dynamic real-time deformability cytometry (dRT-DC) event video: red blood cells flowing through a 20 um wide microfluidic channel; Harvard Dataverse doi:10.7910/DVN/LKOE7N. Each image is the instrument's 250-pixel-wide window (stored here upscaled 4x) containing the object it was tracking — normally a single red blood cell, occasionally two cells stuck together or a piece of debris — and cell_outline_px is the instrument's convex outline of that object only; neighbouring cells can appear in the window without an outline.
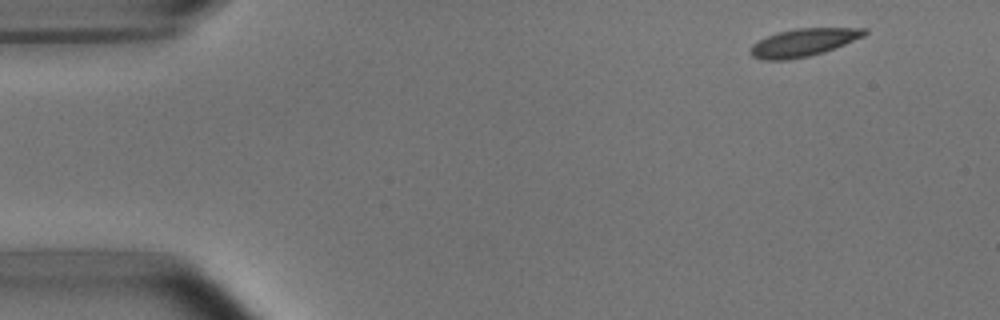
{"species": "common noctule bat (a hibernating species)", "species_latin": "Nyctalus noctula", "temperature_condition": "room temperature", "stored_images_in_passage": 4, "camera_frame_rate_fps": 3000, "um_per_image_px": 0.085, "animal": {"sex": "male", "body_mass_g": 15.6}, "frame": {"image": 1, "passage_image": 1, "time_ms": 0.0, "image_size_px": [1000, 320], "cell_outline_px": [[868, 32], [864, 36], [824, 52], [808, 56], [788, 60], [764, 60], [752, 56], [748, 52], [748, 48], [752, 44], [776, 32], [796, 28], [868, 28]], "centroid_in_image_um": [68.25, 3.61], "position_along_channel_um": 16.7, "area_um2": 18.5}}
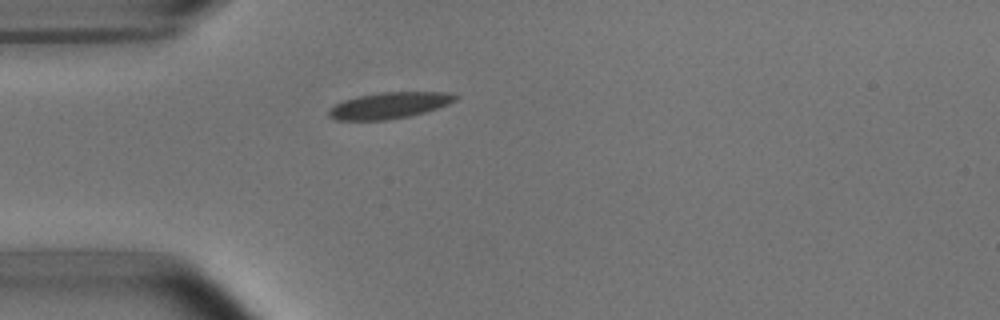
{"frame": {"image": 2, "passage_image": 4, "time_ms": 3.333, "image_size_px": [1000, 320], "cell_outline_px": [[460, 96], [456, 100], [448, 104], [424, 112], [408, 116], [384, 120], [336, 120], [328, 116], [328, 108], [344, 100], [360, 96], [380, 92], [452, 92]], "centroid_in_image_um": [33.09, 8.95], "position_along_channel_um": 51.9, "area_um2": 19.31}}